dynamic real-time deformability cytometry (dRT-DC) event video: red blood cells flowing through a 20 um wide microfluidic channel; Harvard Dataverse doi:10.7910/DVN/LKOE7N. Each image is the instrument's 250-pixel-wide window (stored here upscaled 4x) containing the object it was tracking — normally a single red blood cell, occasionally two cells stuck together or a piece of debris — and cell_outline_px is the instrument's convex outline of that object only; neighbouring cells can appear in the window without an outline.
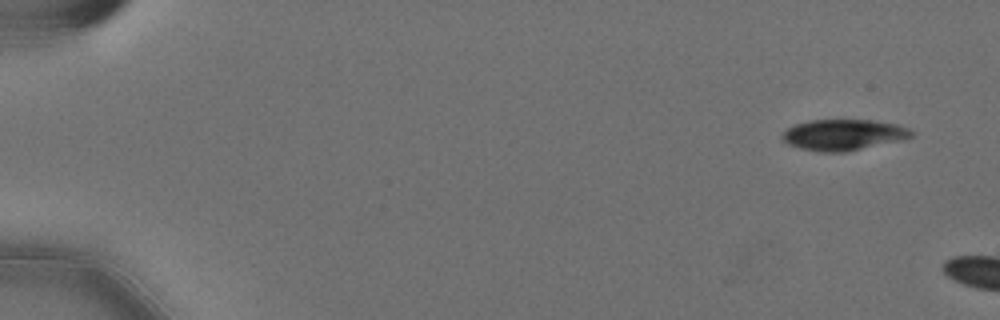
{"species": "Egyptian fruit bat (a non-hibernating species)", "species_latin": "Rousettus aegyptiacus", "temperature_condition": "cold", "stored_images_in_passage": 5, "camera_frame_rate_fps": 3000, "um_per_image_px": 0.085, "animal": {"sex": "female"}, "frame": {"image": 1, "passage_image": 1, "time_ms": 0.0, "image_size_px": [1000, 320], "cell_outline_px": [[912, 136], [904, 140], [844, 152], [820, 152], [800, 148], [788, 144], [780, 140], [780, 136], [788, 128], [796, 124], [808, 120], [872, 120], [896, 124], [908, 128], [912, 132]], "centroid_in_image_um": [71.67, 11.46], "position_along_channel_um": 13.3, "area_um2": 23.35}}